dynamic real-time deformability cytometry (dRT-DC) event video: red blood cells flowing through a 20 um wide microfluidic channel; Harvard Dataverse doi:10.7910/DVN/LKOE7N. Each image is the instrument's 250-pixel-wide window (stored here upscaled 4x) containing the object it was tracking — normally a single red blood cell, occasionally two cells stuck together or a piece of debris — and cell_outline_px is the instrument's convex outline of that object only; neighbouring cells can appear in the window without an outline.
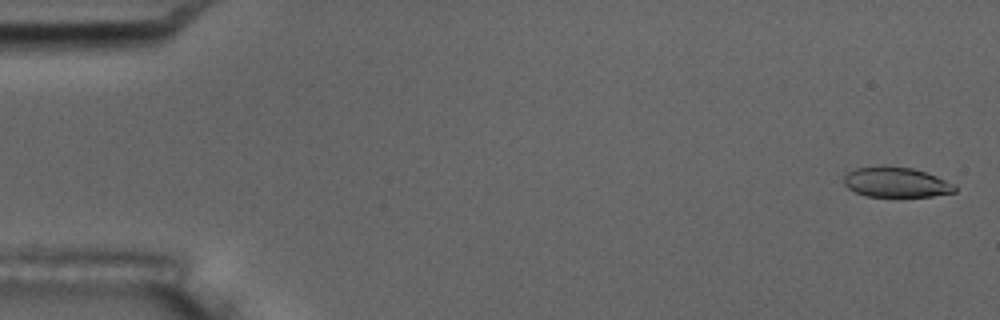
{"species": "common noctule bat (a hibernating species)", "species_latin": "Nyctalus noctula", "temperature_condition": "room temperature", "stored_images_in_passage": 6, "camera_frame_rate_fps": 3000, "um_per_image_px": 0.085, "animal": {"sex": "male", "body_mass_g": 17.5, "forearm_length_mm": 52.3}, "frame": {"image": 1, "passage_image": 1, "time_ms": 0.0, "image_size_px": [1000, 320], "cell_outline_px": [[956, 192], [932, 196], [864, 196], [848, 188], [844, 184], [844, 176], [848, 172], [856, 168], [912, 168], [936, 176], [956, 184]], "centroid_in_image_um": [76.2, 15.53], "position_along_channel_um": 8.8, "area_um2": 18.84}}
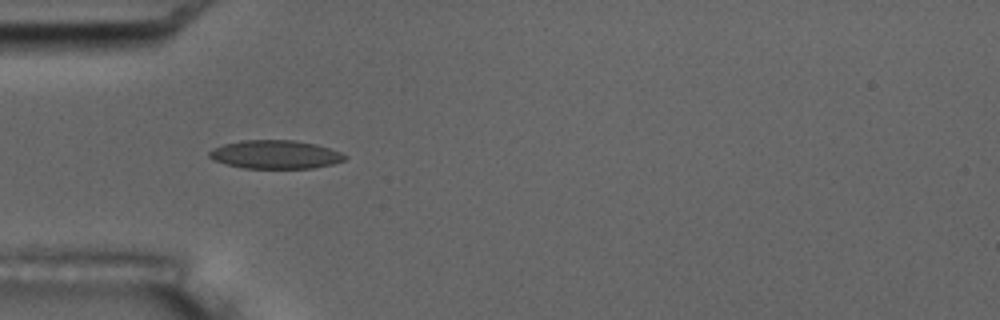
{"frame": {"image": 2, "passage_image": 5, "time_ms": 5.333, "image_size_px": [1000, 320], "cell_outline_px": [[348, 156], [344, 160], [332, 164], [312, 168], [244, 168], [224, 164], [212, 160], [208, 156], [208, 152], [212, 148], [224, 144], [240, 140], [292, 140], [316, 144], [340, 152]], "centroid_in_image_um": [23.35, 13.13], "position_along_channel_um": 61.6, "area_um2": 22.54}}